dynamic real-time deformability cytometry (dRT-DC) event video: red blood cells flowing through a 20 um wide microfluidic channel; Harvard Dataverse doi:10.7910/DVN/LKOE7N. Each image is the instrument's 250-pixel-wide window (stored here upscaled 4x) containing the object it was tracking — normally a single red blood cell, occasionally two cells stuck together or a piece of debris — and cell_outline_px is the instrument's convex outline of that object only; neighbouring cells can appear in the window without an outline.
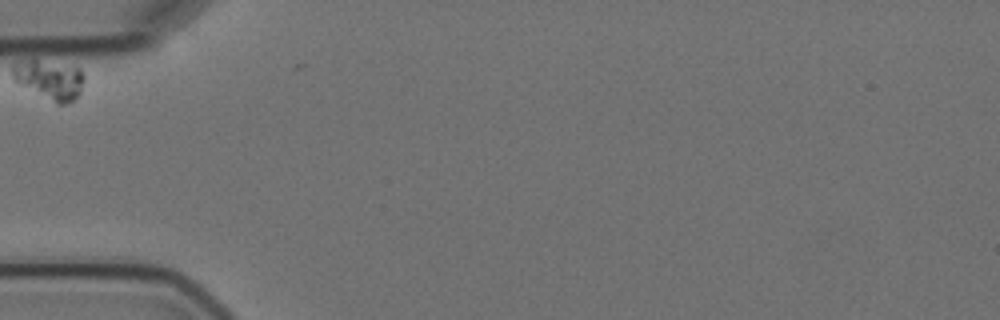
{"species": "Egyptian fruit bat (a non-hibernating species)", "species_latin": "Rousettus aegyptiacus", "temperature_condition": "cold", "stored_images_in_passage": 1, "camera_frame_rate_fps": 3000, "um_per_image_px": 0.085, "animal": {"sex": "female"}, "frame": {"image": 1, "passage_image": 1, "time_ms": 0.0, "image_size_px": [1000, 320], "cell_outline_px": [[84, 80], [80, 92], [72, 100], [64, 104], [56, 104], [16, 84], [12, 80], [12, 64], [20, 60], [32, 56], [80, 68], [84, 76]], "centroid_in_image_um": [4.12, 6.71], "position_along_channel_um": 80.9, "area_um2": 17.28}}